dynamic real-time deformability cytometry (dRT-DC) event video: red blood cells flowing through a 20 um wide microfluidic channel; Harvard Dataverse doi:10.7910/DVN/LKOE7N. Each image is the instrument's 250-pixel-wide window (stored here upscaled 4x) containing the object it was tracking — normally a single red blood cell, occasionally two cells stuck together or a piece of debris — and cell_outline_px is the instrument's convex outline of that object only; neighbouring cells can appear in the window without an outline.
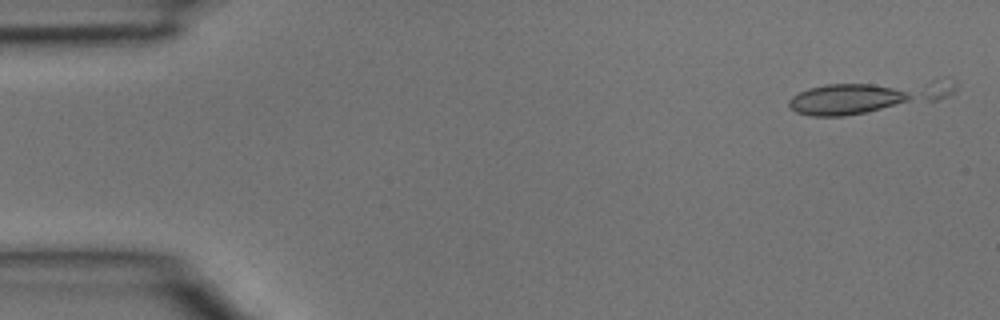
{"species": "common noctule bat (a hibernating species)", "species_latin": "Nyctalus noctula", "temperature_condition": "room temperature", "stored_images_in_passage": 5, "camera_frame_rate_fps": 3000, "um_per_image_px": 0.085, "animal": {"sex": "male", "body_mass_g": 15.6}, "frame": {"image": 1, "passage_image": 1, "time_ms": 0.0, "image_size_px": [1000, 320], "cell_outline_px": [[956, 92], [936, 100], [868, 112], [844, 116], [808, 116], [796, 112], [788, 104], [788, 100], [792, 96], [808, 88], [828, 84], [932, 80], [956, 84]], "centroid_in_image_um": [73.66, 8.23], "position_along_channel_um": 11.3, "area_um2": 30.29}}
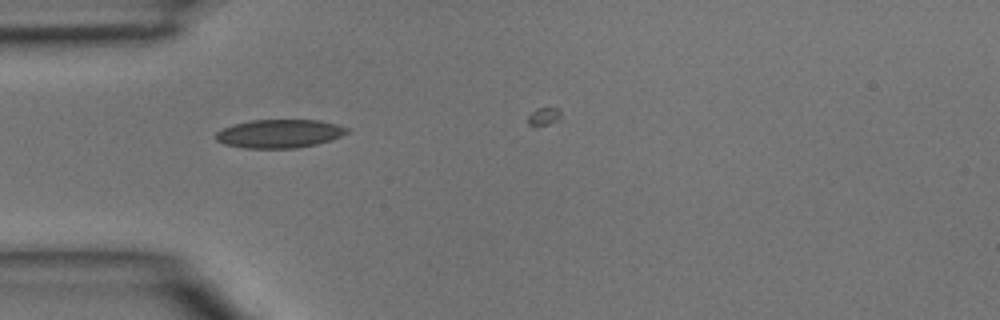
{"frame": {"image": 2, "passage_image": 4, "time_ms": 1.0, "image_size_px": [1000, 320], "cell_outline_px": [[348, 132], [340, 136], [316, 144], [296, 148], [244, 148], [224, 144], [216, 140], [216, 132], [232, 124], [252, 120], [320, 120], [336, 124], [348, 128]], "centroid_in_image_um": [23.72, 11.35], "position_along_channel_um": 61.3, "area_um2": 21.62}}